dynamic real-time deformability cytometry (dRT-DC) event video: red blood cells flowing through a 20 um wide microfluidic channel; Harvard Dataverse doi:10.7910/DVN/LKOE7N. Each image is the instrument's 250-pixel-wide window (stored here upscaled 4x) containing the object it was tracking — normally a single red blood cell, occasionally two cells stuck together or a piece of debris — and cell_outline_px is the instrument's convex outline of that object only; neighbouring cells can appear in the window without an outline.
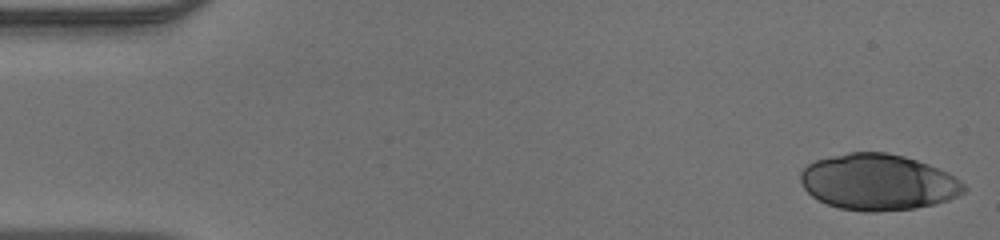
{"species": "human", "species_latin": "Homo sapiens", "temperature_condition": "warm", "stored_images_in_passage": 49, "camera_frame_rate_fps": 3000, "um_per_image_px": 0.085, "donor": {"sex": "male"}, "frame": {"image": 1, "passage_image": 1, "time_ms": 0.0, "image_size_px": [1000, 240], "cell_outline_px": [[968, 188], [964, 192], [948, 200], [916, 208], [876, 212], [864, 212], [840, 208], [828, 204], [812, 196], [804, 188], [800, 180], [800, 172], [808, 164], [816, 160], [848, 152], [884, 152], [904, 156], [928, 164], [948, 172], [964, 184]], "centroid_in_image_um": [74.64, 15.48], "position_along_channel_um": 10.4, "area_um2": 53.29}}
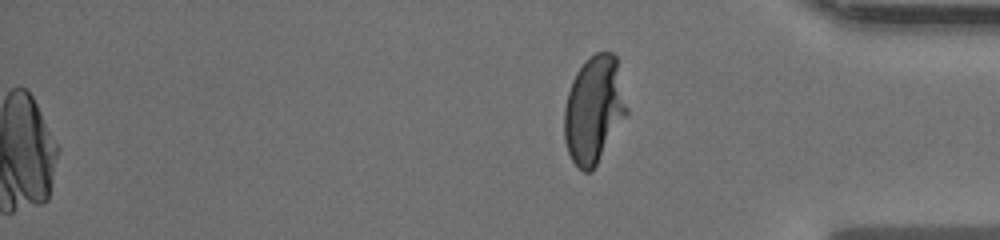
{"frame": {"image": 2, "passage_image": 49, "time_ms": 16.0, "image_size_px": [1000, 240], "cell_outline_px": [[628, 112], [592, 172], [584, 172], [572, 160], [568, 152], [564, 140], [564, 108], [568, 92], [572, 80], [576, 72], [596, 52], [612, 52], [616, 56], [628, 108]], "centroid_in_image_um": [50.48, 9.33], "position_along_channel_um": 384.7, "area_um2": 38.78}}